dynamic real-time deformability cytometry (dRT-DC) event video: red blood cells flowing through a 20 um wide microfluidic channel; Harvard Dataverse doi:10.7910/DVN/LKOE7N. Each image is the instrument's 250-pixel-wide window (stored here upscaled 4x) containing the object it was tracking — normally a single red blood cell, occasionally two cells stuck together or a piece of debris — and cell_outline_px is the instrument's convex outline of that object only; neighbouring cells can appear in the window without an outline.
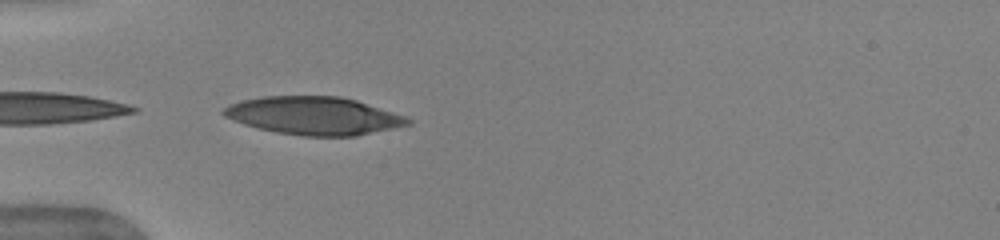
{"species": "human", "species_latin": "Homo sapiens", "temperature_condition": "warm", "stored_images_in_passage": 8, "camera_frame_rate_fps": 3000, "um_per_image_px": 0.085, "donor": {"sex": "female"}, "frame": {"image": 1, "passage_image": 1, "time_ms": 0.0, "image_size_px": [1000, 240], "cell_outline_px": [[412, 124], [356, 136], [304, 136], [276, 132], [244, 124], [224, 116], [220, 112], [228, 104], [244, 100], [264, 96], [340, 96], [356, 100], [404, 116], [412, 120]], "centroid_in_image_um": [26.67, 9.84], "position_along_channel_um": 58.3, "area_um2": 40.52}}